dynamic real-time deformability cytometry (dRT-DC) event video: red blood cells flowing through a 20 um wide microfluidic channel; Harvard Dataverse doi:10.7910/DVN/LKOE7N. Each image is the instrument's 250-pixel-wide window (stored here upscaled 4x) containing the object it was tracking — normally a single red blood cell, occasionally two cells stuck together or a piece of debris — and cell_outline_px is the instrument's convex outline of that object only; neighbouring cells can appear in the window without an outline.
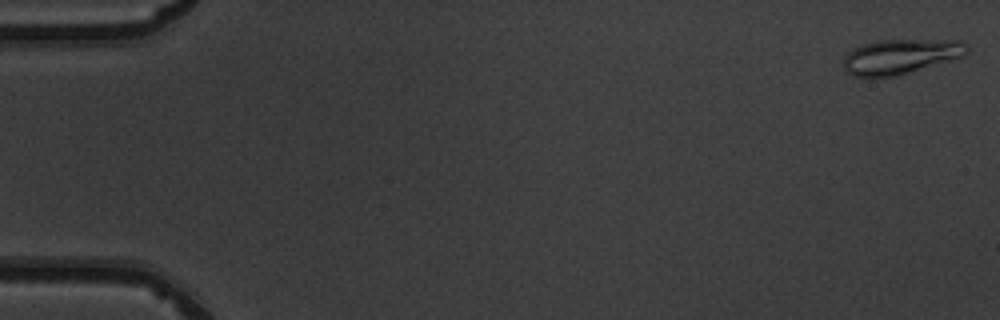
{"species": "common noctule bat (a hibernating species)", "species_latin": "Nyctalus noctula", "temperature_condition": "warm", "stored_images_in_passage": 51, "camera_frame_rate_fps": 3000, "um_per_image_px": 0.085, "animal": {"sex": "male", "body_mass_g": 19.5, "forearm_length_mm": 54.6}, "frame": {"image": 1, "passage_image": 1, "time_ms": 0.0, "image_size_px": [1000, 320], "cell_outline_px": [[968, 52], [964, 56], [896, 76], [852, 76], [844, 72], [844, 56], [852, 48], [876, 40], [960, 40], [968, 44]], "centroid_in_image_um": [76.54, 4.79], "position_along_channel_um": 8.5, "area_um2": 25.09}}
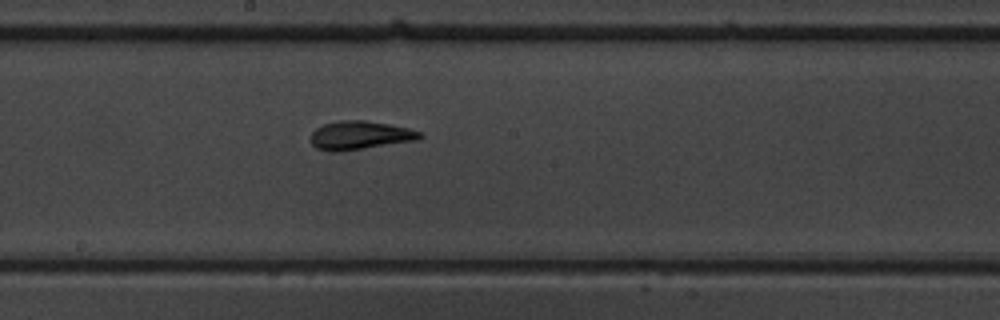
{"frame": {"image": 2, "passage_image": 28, "time_ms": 9.0, "image_size_px": [1000, 320], "cell_outline_px": [[424, 136], [416, 140], [340, 152], [328, 152], [316, 148], [312, 144], [312, 132], [316, 128], [324, 124], [336, 120], [364, 120], [388, 124], [408, 128], [424, 132]], "centroid_in_image_um": [30.6, 11.5], "position_along_channel_um": 217.6, "area_um2": 18.26}}
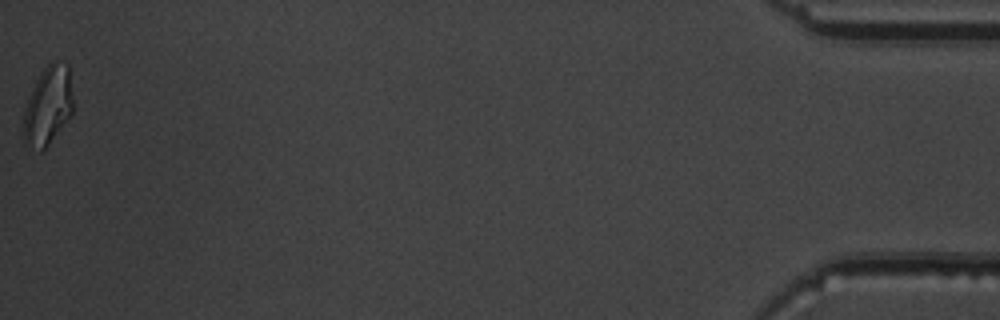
{"frame": {"image": 3, "passage_image": 51, "time_ms": 16.667, "image_size_px": [1000, 320], "cell_outline_px": [[72, 112], [48, 144], [40, 152], [24, 144], [24, 108], [28, 96], [36, 80], [44, 68], [52, 60], [56, 60], [68, 64], [72, 96]], "centroid_in_image_um": [4.05, 8.96], "position_along_channel_um": 431.1, "area_um2": 22.43}, "authors_computed_cell_mechanics": {"area_um2": 18.2648, "velocity_mm_per_s": 4.0062, "shape_relaxation_time_tau1_ms": 6.097, "shape_relaxation_time_tau2_ms": 1.6499, "deformation_change_tau1": 0.2284, "deformation_change_tau2": 0.1037}}